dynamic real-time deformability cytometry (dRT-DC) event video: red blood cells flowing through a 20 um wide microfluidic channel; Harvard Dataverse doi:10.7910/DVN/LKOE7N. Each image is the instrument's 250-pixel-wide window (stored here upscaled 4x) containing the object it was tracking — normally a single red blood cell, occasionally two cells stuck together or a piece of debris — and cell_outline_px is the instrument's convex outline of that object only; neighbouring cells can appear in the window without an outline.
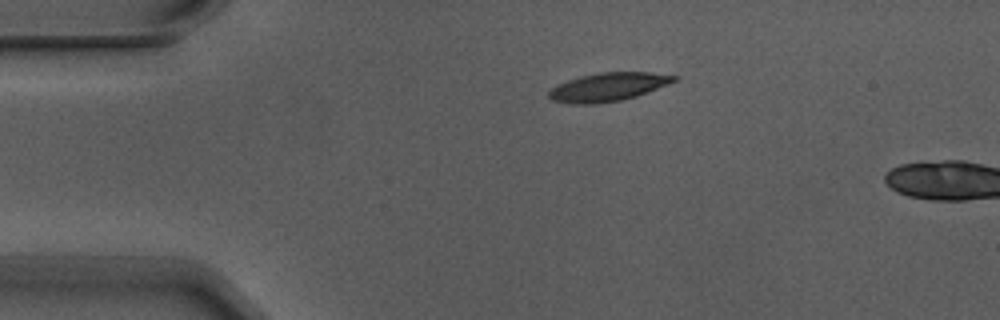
{"species": "Egyptian fruit bat (a non-hibernating species)", "species_latin": "Rousettus aegyptiacus", "temperature_condition": "warm", "stored_images_in_passage": 4, "camera_frame_rate_fps": 3000, "um_per_image_px": 0.085, "animal": {"sex": "male"}, "frame": {"image": 1, "passage_image": 3, "time_ms": 0.667, "image_size_px": [1000, 320], "cell_outline_px": [[680, 76], [676, 80], [668, 84], [636, 96], [620, 100], [592, 104], [576, 104], [552, 100], [548, 96], [548, 92], [552, 88], [568, 80], [580, 76], [600, 72], [648, 72]], "centroid_in_image_um": [51.7, 7.38], "position_along_channel_um": 33.3, "area_um2": 20.46}}